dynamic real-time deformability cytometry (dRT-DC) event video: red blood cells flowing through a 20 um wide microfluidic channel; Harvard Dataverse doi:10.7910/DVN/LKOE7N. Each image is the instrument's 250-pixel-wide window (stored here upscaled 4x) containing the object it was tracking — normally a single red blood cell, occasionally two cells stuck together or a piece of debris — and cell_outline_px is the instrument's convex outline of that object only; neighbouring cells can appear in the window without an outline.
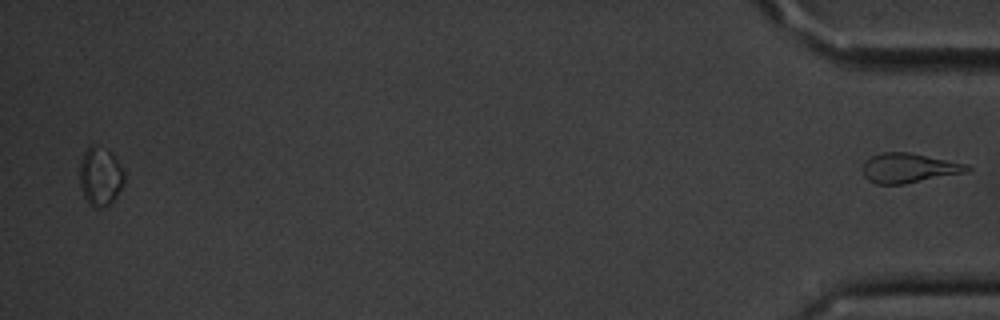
{"species": "common noctule bat (a hibernating species)", "species_latin": "Nyctalus noctula", "temperature_condition": "cold", "stored_images_in_passage": 55, "segment_of_instrument_passage": [2, 2], "camera_frame_rate_fps": 3000, "um_per_image_px": 0.085, "animal": {"sex": "male", "body_mass_g": 20.1, "forearm_length_mm": 53.5}, "frame": {"image": 1, "passage_image": 55, "time_ms": 18.0, "image_size_px": [1000, 320], "cell_outline_px": [[972, 168], [968, 172], [904, 184], [876, 184], [868, 180], [864, 176], [864, 160], [880, 152], [908, 152], [968, 164]], "centroid_in_image_um": [77.26, 14.28], "position_along_channel_um": 357.9, "area_um2": 18.03}}